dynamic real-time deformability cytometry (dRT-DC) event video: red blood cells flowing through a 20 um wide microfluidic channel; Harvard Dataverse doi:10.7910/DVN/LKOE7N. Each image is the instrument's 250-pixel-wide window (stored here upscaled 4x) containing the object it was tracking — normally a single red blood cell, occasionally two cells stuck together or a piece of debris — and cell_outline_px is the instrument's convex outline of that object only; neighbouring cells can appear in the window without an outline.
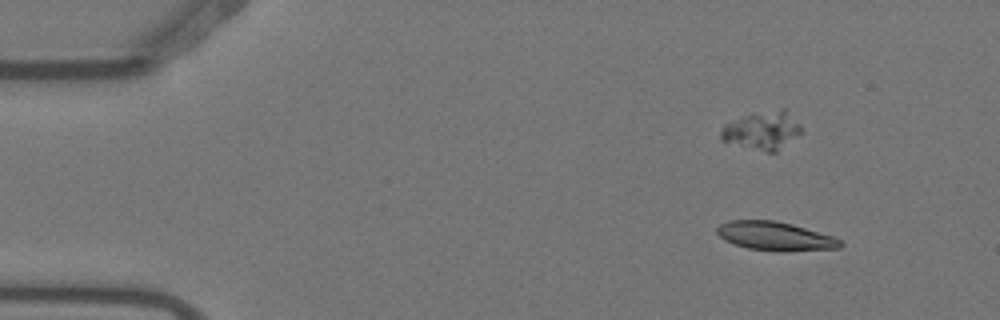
{"species": "Egyptian fruit bat (a non-hibernating species)", "species_latin": "Rousettus aegyptiacus", "temperature_condition": "warm", "stored_images_in_passage": 10, "camera_frame_rate_fps": 3000, "um_per_image_px": 0.085, "animal": {"sex": "female"}, "frame": {"image": 1, "passage_image": 2, "time_ms": 0.333, "image_size_px": [1000, 320], "cell_outline_px": [[844, 244], [840, 248], [784, 252], [776, 252], [748, 248], [724, 240], [716, 232], [716, 228], [720, 224], [728, 220], [772, 220], [792, 224], [832, 236], [840, 240]], "centroid_in_image_um": [65.88, 20.08], "position_along_channel_um": 19.1, "area_um2": 20.75}}